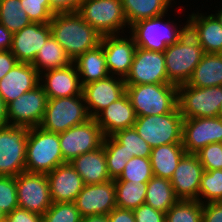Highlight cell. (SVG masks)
I'll use <instances>...</instances> for the list:
<instances>
[{
    "label": "cell",
    "mask_w": 222,
    "mask_h": 222,
    "mask_svg": "<svg viewBox=\"0 0 222 222\" xmlns=\"http://www.w3.org/2000/svg\"><path fill=\"white\" fill-rule=\"evenodd\" d=\"M154 176L150 157H132L130 158L122 174L114 181H135V183H147Z\"/></svg>",
    "instance_id": "f35d334b"
},
{
    "label": "cell",
    "mask_w": 222,
    "mask_h": 222,
    "mask_svg": "<svg viewBox=\"0 0 222 222\" xmlns=\"http://www.w3.org/2000/svg\"><path fill=\"white\" fill-rule=\"evenodd\" d=\"M70 164L76 169L84 184H102L112 180L108 173L103 145L74 158Z\"/></svg>",
    "instance_id": "484cf974"
},
{
    "label": "cell",
    "mask_w": 222,
    "mask_h": 222,
    "mask_svg": "<svg viewBox=\"0 0 222 222\" xmlns=\"http://www.w3.org/2000/svg\"><path fill=\"white\" fill-rule=\"evenodd\" d=\"M100 44L103 46L110 75L125 78L130 71L137 48L132 35H129L128 32L126 34L104 35Z\"/></svg>",
    "instance_id": "2e32d148"
},
{
    "label": "cell",
    "mask_w": 222,
    "mask_h": 222,
    "mask_svg": "<svg viewBox=\"0 0 222 222\" xmlns=\"http://www.w3.org/2000/svg\"><path fill=\"white\" fill-rule=\"evenodd\" d=\"M126 94L137 117L168 114L178 106V86L171 83L126 85Z\"/></svg>",
    "instance_id": "277c9868"
},
{
    "label": "cell",
    "mask_w": 222,
    "mask_h": 222,
    "mask_svg": "<svg viewBox=\"0 0 222 222\" xmlns=\"http://www.w3.org/2000/svg\"><path fill=\"white\" fill-rule=\"evenodd\" d=\"M222 103V86L198 88L178 86V109L184 119L219 117Z\"/></svg>",
    "instance_id": "9c48e42d"
},
{
    "label": "cell",
    "mask_w": 222,
    "mask_h": 222,
    "mask_svg": "<svg viewBox=\"0 0 222 222\" xmlns=\"http://www.w3.org/2000/svg\"><path fill=\"white\" fill-rule=\"evenodd\" d=\"M102 145L110 178L112 180L118 179L130 157H127L123 146L112 135L104 137Z\"/></svg>",
    "instance_id": "8d00e7d4"
},
{
    "label": "cell",
    "mask_w": 222,
    "mask_h": 222,
    "mask_svg": "<svg viewBox=\"0 0 222 222\" xmlns=\"http://www.w3.org/2000/svg\"><path fill=\"white\" fill-rule=\"evenodd\" d=\"M53 14L77 12L84 0H48Z\"/></svg>",
    "instance_id": "f6af8a7d"
},
{
    "label": "cell",
    "mask_w": 222,
    "mask_h": 222,
    "mask_svg": "<svg viewBox=\"0 0 222 222\" xmlns=\"http://www.w3.org/2000/svg\"><path fill=\"white\" fill-rule=\"evenodd\" d=\"M204 54L203 47L187 30L175 44L169 45L164 51L169 82L176 86L186 84Z\"/></svg>",
    "instance_id": "5b68a950"
},
{
    "label": "cell",
    "mask_w": 222,
    "mask_h": 222,
    "mask_svg": "<svg viewBox=\"0 0 222 222\" xmlns=\"http://www.w3.org/2000/svg\"><path fill=\"white\" fill-rule=\"evenodd\" d=\"M74 203L82 217L108 215L117 207L114 180L102 184H84Z\"/></svg>",
    "instance_id": "e0dca14e"
},
{
    "label": "cell",
    "mask_w": 222,
    "mask_h": 222,
    "mask_svg": "<svg viewBox=\"0 0 222 222\" xmlns=\"http://www.w3.org/2000/svg\"><path fill=\"white\" fill-rule=\"evenodd\" d=\"M204 168L196 154L186 153L180 160L170 182L179 200H198Z\"/></svg>",
    "instance_id": "d6986e66"
},
{
    "label": "cell",
    "mask_w": 222,
    "mask_h": 222,
    "mask_svg": "<svg viewBox=\"0 0 222 222\" xmlns=\"http://www.w3.org/2000/svg\"><path fill=\"white\" fill-rule=\"evenodd\" d=\"M16 186L19 208L43 215L52 205L46 174L22 172Z\"/></svg>",
    "instance_id": "5bb4252c"
},
{
    "label": "cell",
    "mask_w": 222,
    "mask_h": 222,
    "mask_svg": "<svg viewBox=\"0 0 222 222\" xmlns=\"http://www.w3.org/2000/svg\"><path fill=\"white\" fill-rule=\"evenodd\" d=\"M18 207L16 177L0 176V208L8 215Z\"/></svg>",
    "instance_id": "60d3db41"
},
{
    "label": "cell",
    "mask_w": 222,
    "mask_h": 222,
    "mask_svg": "<svg viewBox=\"0 0 222 222\" xmlns=\"http://www.w3.org/2000/svg\"><path fill=\"white\" fill-rule=\"evenodd\" d=\"M39 84L48 99L82 95V85L76 66L72 62L66 67L40 74Z\"/></svg>",
    "instance_id": "7402d4cb"
},
{
    "label": "cell",
    "mask_w": 222,
    "mask_h": 222,
    "mask_svg": "<svg viewBox=\"0 0 222 222\" xmlns=\"http://www.w3.org/2000/svg\"><path fill=\"white\" fill-rule=\"evenodd\" d=\"M77 13L102 36L130 29L121 0H84Z\"/></svg>",
    "instance_id": "52a82bcc"
},
{
    "label": "cell",
    "mask_w": 222,
    "mask_h": 222,
    "mask_svg": "<svg viewBox=\"0 0 222 222\" xmlns=\"http://www.w3.org/2000/svg\"><path fill=\"white\" fill-rule=\"evenodd\" d=\"M71 63L62 46L51 35L38 51L32 65L40 75L49 70L66 67Z\"/></svg>",
    "instance_id": "1f68e13d"
},
{
    "label": "cell",
    "mask_w": 222,
    "mask_h": 222,
    "mask_svg": "<svg viewBox=\"0 0 222 222\" xmlns=\"http://www.w3.org/2000/svg\"><path fill=\"white\" fill-rule=\"evenodd\" d=\"M216 11V12H215ZM212 11L214 13H212L220 22L221 26H222V5L221 7L218 8V10Z\"/></svg>",
    "instance_id": "db71d44e"
},
{
    "label": "cell",
    "mask_w": 222,
    "mask_h": 222,
    "mask_svg": "<svg viewBox=\"0 0 222 222\" xmlns=\"http://www.w3.org/2000/svg\"><path fill=\"white\" fill-rule=\"evenodd\" d=\"M18 63L10 50L0 51V80Z\"/></svg>",
    "instance_id": "c3c4849f"
},
{
    "label": "cell",
    "mask_w": 222,
    "mask_h": 222,
    "mask_svg": "<svg viewBox=\"0 0 222 222\" xmlns=\"http://www.w3.org/2000/svg\"><path fill=\"white\" fill-rule=\"evenodd\" d=\"M47 94L39 84L7 104L8 125L33 128L40 126L46 105Z\"/></svg>",
    "instance_id": "7c38bea8"
},
{
    "label": "cell",
    "mask_w": 222,
    "mask_h": 222,
    "mask_svg": "<svg viewBox=\"0 0 222 222\" xmlns=\"http://www.w3.org/2000/svg\"><path fill=\"white\" fill-rule=\"evenodd\" d=\"M183 121L177 106L168 114L138 116L133 127L151 148H155L167 144H182Z\"/></svg>",
    "instance_id": "8992f818"
},
{
    "label": "cell",
    "mask_w": 222,
    "mask_h": 222,
    "mask_svg": "<svg viewBox=\"0 0 222 222\" xmlns=\"http://www.w3.org/2000/svg\"><path fill=\"white\" fill-rule=\"evenodd\" d=\"M6 125H8L7 104L0 96V128L5 127Z\"/></svg>",
    "instance_id": "816d5d0a"
},
{
    "label": "cell",
    "mask_w": 222,
    "mask_h": 222,
    "mask_svg": "<svg viewBox=\"0 0 222 222\" xmlns=\"http://www.w3.org/2000/svg\"><path fill=\"white\" fill-rule=\"evenodd\" d=\"M104 137L101 128L92 117L82 124L59 133L64 161L70 163L74 158L100 148Z\"/></svg>",
    "instance_id": "8fae6325"
},
{
    "label": "cell",
    "mask_w": 222,
    "mask_h": 222,
    "mask_svg": "<svg viewBox=\"0 0 222 222\" xmlns=\"http://www.w3.org/2000/svg\"><path fill=\"white\" fill-rule=\"evenodd\" d=\"M129 27L141 20L157 17L169 12L175 0H121ZM175 3V4H174ZM174 4V5H173ZM173 5V6H172Z\"/></svg>",
    "instance_id": "f546056e"
},
{
    "label": "cell",
    "mask_w": 222,
    "mask_h": 222,
    "mask_svg": "<svg viewBox=\"0 0 222 222\" xmlns=\"http://www.w3.org/2000/svg\"><path fill=\"white\" fill-rule=\"evenodd\" d=\"M51 36L49 23H30L22 30L13 34L10 51L17 58L18 62L32 64L35 57Z\"/></svg>",
    "instance_id": "ffe728a7"
},
{
    "label": "cell",
    "mask_w": 222,
    "mask_h": 222,
    "mask_svg": "<svg viewBox=\"0 0 222 222\" xmlns=\"http://www.w3.org/2000/svg\"><path fill=\"white\" fill-rule=\"evenodd\" d=\"M42 217L43 222H81L82 219L74 202L52 203Z\"/></svg>",
    "instance_id": "ab89813d"
},
{
    "label": "cell",
    "mask_w": 222,
    "mask_h": 222,
    "mask_svg": "<svg viewBox=\"0 0 222 222\" xmlns=\"http://www.w3.org/2000/svg\"><path fill=\"white\" fill-rule=\"evenodd\" d=\"M0 23L11 33H16L29 25L27 13L22 10L20 0H0Z\"/></svg>",
    "instance_id": "836d02e7"
},
{
    "label": "cell",
    "mask_w": 222,
    "mask_h": 222,
    "mask_svg": "<svg viewBox=\"0 0 222 222\" xmlns=\"http://www.w3.org/2000/svg\"><path fill=\"white\" fill-rule=\"evenodd\" d=\"M136 119L135 109L126 93L109 104L95 117L105 137L113 135L118 130L133 127Z\"/></svg>",
    "instance_id": "d4e9b609"
},
{
    "label": "cell",
    "mask_w": 222,
    "mask_h": 222,
    "mask_svg": "<svg viewBox=\"0 0 222 222\" xmlns=\"http://www.w3.org/2000/svg\"><path fill=\"white\" fill-rule=\"evenodd\" d=\"M26 172L48 174L66 163L60 148L59 134L41 127L29 128L26 146Z\"/></svg>",
    "instance_id": "3957f363"
},
{
    "label": "cell",
    "mask_w": 222,
    "mask_h": 222,
    "mask_svg": "<svg viewBox=\"0 0 222 222\" xmlns=\"http://www.w3.org/2000/svg\"><path fill=\"white\" fill-rule=\"evenodd\" d=\"M73 63L76 66L82 87L110 76L101 44L77 57Z\"/></svg>",
    "instance_id": "4316f807"
},
{
    "label": "cell",
    "mask_w": 222,
    "mask_h": 222,
    "mask_svg": "<svg viewBox=\"0 0 222 222\" xmlns=\"http://www.w3.org/2000/svg\"><path fill=\"white\" fill-rule=\"evenodd\" d=\"M22 10L32 23H49L54 15L48 0H20Z\"/></svg>",
    "instance_id": "b9f144b4"
},
{
    "label": "cell",
    "mask_w": 222,
    "mask_h": 222,
    "mask_svg": "<svg viewBox=\"0 0 222 222\" xmlns=\"http://www.w3.org/2000/svg\"><path fill=\"white\" fill-rule=\"evenodd\" d=\"M116 206L121 209L134 210L145 202L147 183L135 181H114Z\"/></svg>",
    "instance_id": "d6a6232c"
},
{
    "label": "cell",
    "mask_w": 222,
    "mask_h": 222,
    "mask_svg": "<svg viewBox=\"0 0 222 222\" xmlns=\"http://www.w3.org/2000/svg\"><path fill=\"white\" fill-rule=\"evenodd\" d=\"M6 218V214L0 208V221Z\"/></svg>",
    "instance_id": "11a10c76"
},
{
    "label": "cell",
    "mask_w": 222,
    "mask_h": 222,
    "mask_svg": "<svg viewBox=\"0 0 222 222\" xmlns=\"http://www.w3.org/2000/svg\"><path fill=\"white\" fill-rule=\"evenodd\" d=\"M81 222H109L107 215H92L82 217Z\"/></svg>",
    "instance_id": "f5cc1de1"
},
{
    "label": "cell",
    "mask_w": 222,
    "mask_h": 222,
    "mask_svg": "<svg viewBox=\"0 0 222 222\" xmlns=\"http://www.w3.org/2000/svg\"><path fill=\"white\" fill-rule=\"evenodd\" d=\"M168 15L167 12L134 23L128 33L134 38L136 46L145 50L164 52L169 45L175 44L188 30V25L187 21L183 25L175 23L177 20H170L173 18Z\"/></svg>",
    "instance_id": "7a4b0ae2"
},
{
    "label": "cell",
    "mask_w": 222,
    "mask_h": 222,
    "mask_svg": "<svg viewBox=\"0 0 222 222\" xmlns=\"http://www.w3.org/2000/svg\"><path fill=\"white\" fill-rule=\"evenodd\" d=\"M51 35L73 62L88 50L100 45L102 35L77 12L56 13L49 22Z\"/></svg>",
    "instance_id": "6da1fadb"
},
{
    "label": "cell",
    "mask_w": 222,
    "mask_h": 222,
    "mask_svg": "<svg viewBox=\"0 0 222 222\" xmlns=\"http://www.w3.org/2000/svg\"><path fill=\"white\" fill-rule=\"evenodd\" d=\"M28 127L6 125L0 128V176L17 177L26 171Z\"/></svg>",
    "instance_id": "30bf717a"
},
{
    "label": "cell",
    "mask_w": 222,
    "mask_h": 222,
    "mask_svg": "<svg viewBox=\"0 0 222 222\" xmlns=\"http://www.w3.org/2000/svg\"><path fill=\"white\" fill-rule=\"evenodd\" d=\"M196 11V12H194ZM188 14V31L203 47L205 53H222V26L210 12L194 10ZM208 14V15H207Z\"/></svg>",
    "instance_id": "44dd1931"
},
{
    "label": "cell",
    "mask_w": 222,
    "mask_h": 222,
    "mask_svg": "<svg viewBox=\"0 0 222 222\" xmlns=\"http://www.w3.org/2000/svg\"><path fill=\"white\" fill-rule=\"evenodd\" d=\"M112 136L123 146L127 157H150L152 148L138 135L134 127L118 130Z\"/></svg>",
    "instance_id": "e575fe53"
},
{
    "label": "cell",
    "mask_w": 222,
    "mask_h": 222,
    "mask_svg": "<svg viewBox=\"0 0 222 222\" xmlns=\"http://www.w3.org/2000/svg\"><path fill=\"white\" fill-rule=\"evenodd\" d=\"M0 222H9L7 218L1 220Z\"/></svg>",
    "instance_id": "6f0895ef"
},
{
    "label": "cell",
    "mask_w": 222,
    "mask_h": 222,
    "mask_svg": "<svg viewBox=\"0 0 222 222\" xmlns=\"http://www.w3.org/2000/svg\"><path fill=\"white\" fill-rule=\"evenodd\" d=\"M219 117L222 118V103H221V107H220V110H219Z\"/></svg>",
    "instance_id": "9f6ffc18"
},
{
    "label": "cell",
    "mask_w": 222,
    "mask_h": 222,
    "mask_svg": "<svg viewBox=\"0 0 222 222\" xmlns=\"http://www.w3.org/2000/svg\"><path fill=\"white\" fill-rule=\"evenodd\" d=\"M90 118L83 94L53 98L47 100L44 117L39 127L59 134Z\"/></svg>",
    "instance_id": "ba28073f"
},
{
    "label": "cell",
    "mask_w": 222,
    "mask_h": 222,
    "mask_svg": "<svg viewBox=\"0 0 222 222\" xmlns=\"http://www.w3.org/2000/svg\"><path fill=\"white\" fill-rule=\"evenodd\" d=\"M136 222H165V213L143 203L133 210Z\"/></svg>",
    "instance_id": "ee69618b"
},
{
    "label": "cell",
    "mask_w": 222,
    "mask_h": 222,
    "mask_svg": "<svg viewBox=\"0 0 222 222\" xmlns=\"http://www.w3.org/2000/svg\"><path fill=\"white\" fill-rule=\"evenodd\" d=\"M204 170L222 169V143H212L196 153Z\"/></svg>",
    "instance_id": "7bdbcfd3"
},
{
    "label": "cell",
    "mask_w": 222,
    "mask_h": 222,
    "mask_svg": "<svg viewBox=\"0 0 222 222\" xmlns=\"http://www.w3.org/2000/svg\"><path fill=\"white\" fill-rule=\"evenodd\" d=\"M126 93L124 78L108 76L83 86L82 94L90 117L95 118L109 104Z\"/></svg>",
    "instance_id": "ac0fdd59"
},
{
    "label": "cell",
    "mask_w": 222,
    "mask_h": 222,
    "mask_svg": "<svg viewBox=\"0 0 222 222\" xmlns=\"http://www.w3.org/2000/svg\"><path fill=\"white\" fill-rule=\"evenodd\" d=\"M186 84L198 88L222 86V53H205Z\"/></svg>",
    "instance_id": "83f0119b"
},
{
    "label": "cell",
    "mask_w": 222,
    "mask_h": 222,
    "mask_svg": "<svg viewBox=\"0 0 222 222\" xmlns=\"http://www.w3.org/2000/svg\"><path fill=\"white\" fill-rule=\"evenodd\" d=\"M52 203L75 202L84 183L76 169L69 163H63L46 174Z\"/></svg>",
    "instance_id": "603a6c76"
},
{
    "label": "cell",
    "mask_w": 222,
    "mask_h": 222,
    "mask_svg": "<svg viewBox=\"0 0 222 222\" xmlns=\"http://www.w3.org/2000/svg\"><path fill=\"white\" fill-rule=\"evenodd\" d=\"M6 218L9 222H43L42 215L19 207L6 215Z\"/></svg>",
    "instance_id": "bcb514c9"
},
{
    "label": "cell",
    "mask_w": 222,
    "mask_h": 222,
    "mask_svg": "<svg viewBox=\"0 0 222 222\" xmlns=\"http://www.w3.org/2000/svg\"><path fill=\"white\" fill-rule=\"evenodd\" d=\"M203 204L198 200H178L166 213L165 222H202Z\"/></svg>",
    "instance_id": "d590c367"
},
{
    "label": "cell",
    "mask_w": 222,
    "mask_h": 222,
    "mask_svg": "<svg viewBox=\"0 0 222 222\" xmlns=\"http://www.w3.org/2000/svg\"><path fill=\"white\" fill-rule=\"evenodd\" d=\"M202 222H222V201L203 204Z\"/></svg>",
    "instance_id": "7dc6e473"
},
{
    "label": "cell",
    "mask_w": 222,
    "mask_h": 222,
    "mask_svg": "<svg viewBox=\"0 0 222 222\" xmlns=\"http://www.w3.org/2000/svg\"><path fill=\"white\" fill-rule=\"evenodd\" d=\"M198 201L202 204L222 201V169L203 171Z\"/></svg>",
    "instance_id": "74e56055"
},
{
    "label": "cell",
    "mask_w": 222,
    "mask_h": 222,
    "mask_svg": "<svg viewBox=\"0 0 222 222\" xmlns=\"http://www.w3.org/2000/svg\"><path fill=\"white\" fill-rule=\"evenodd\" d=\"M107 216L109 222H136L133 210L116 207Z\"/></svg>",
    "instance_id": "681fc988"
},
{
    "label": "cell",
    "mask_w": 222,
    "mask_h": 222,
    "mask_svg": "<svg viewBox=\"0 0 222 222\" xmlns=\"http://www.w3.org/2000/svg\"><path fill=\"white\" fill-rule=\"evenodd\" d=\"M126 85L170 83L167 76L164 52L136 48Z\"/></svg>",
    "instance_id": "4fadbf2b"
},
{
    "label": "cell",
    "mask_w": 222,
    "mask_h": 222,
    "mask_svg": "<svg viewBox=\"0 0 222 222\" xmlns=\"http://www.w3.org/2000/svg\"><path fill=\"white\" fill-rule=\"evenodd\" d=\"M178 200L169 179L153 176L147 182L144 203L155 210L166 213Z\"/></svg>",
    "instance_id": "4dcf8cb0"
},
{
    "label": "cell",
    "mask_w": 222,
    "mask_h": 222,
    "mask_svg": "<svg viewBox=\"0 0 222 222\" xmlns=\"http://www.w3.org/2000/svg\"><path fill=\"white\" fill-rule=\"evenodd\" d=\"M40 75L30 63L18 62L1 80L0 96L6 104L39 85Z\"/></svg>",
    "instance_id": "cb8c5ba5"
},
{
    "label": "cell",
    "mask_w": 222,
    "mask_h": 222,
    "mask_svg": "<svg viewBox=\"0 0 222 222\" xmlns=\"http://www.w3.org/2000/svg\"><path fill=\"white\" fill-rule=\"evenodd\" d=\"M185 154L182 144H167L152 148L150 161L154 176L170 180Z\"/></svg>",
    "instance_id": "f1b7e54d"
},
{
    "label": "cell",
    "mask_w": 222,
    "mask_h": 222,
    "mask_svg": "<svg viewBox=\"0 0 222 222\" xmlns=\"http://www.w3.org/2000/svg\"><path fill=\"white\" fill-rule=\"evenodd\" d=\"M13 33L0 23V51L10 50L12 45Z\"/></svg>",
    "instance_id": "f907efd6"
},
{
    "label": "cell",
    "mask_w": 222,
    "mask_h": 222,
    "mask_svg": "<svg viewBox=\"0 0 222 222\" xmlns=\"http://www.w3.org/2000/svg\"><path fill=\"white\" fill-rule=\"evenodd\" d=\"M212 143H222L221 117L184 119L182 145L186 153L196 154Z\"/></svg>",
    "instance_id": "9a60e30c"
}]
</instances>
